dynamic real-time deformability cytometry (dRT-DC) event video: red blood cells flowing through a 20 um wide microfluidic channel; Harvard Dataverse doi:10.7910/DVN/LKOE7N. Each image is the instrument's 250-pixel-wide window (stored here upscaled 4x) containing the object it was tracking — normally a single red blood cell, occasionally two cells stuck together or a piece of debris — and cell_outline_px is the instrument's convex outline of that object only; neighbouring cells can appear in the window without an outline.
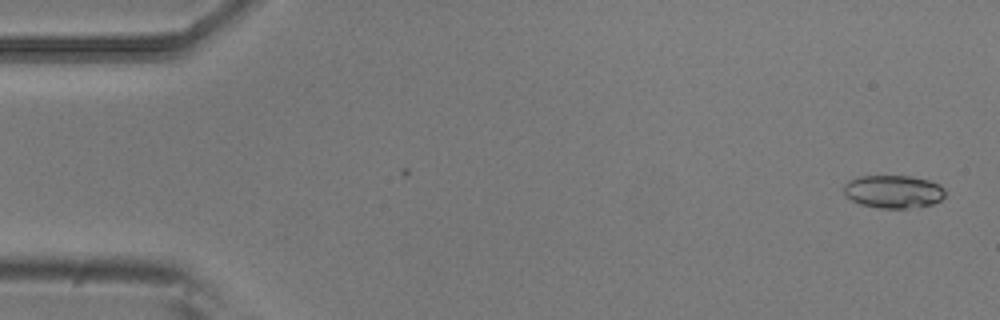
{"species": "common noctule bat (a hibernating species)", "species_latin": "Nyctalus noctula", "temperature_condition": "room temperature", "stored_images_in_passage": 2, "camera_frame_rate_fps": 3000, "um_per_image_px": 0.085, "animal": {"sex": "male", "body_mass_g": 20.5, "forearm_length_mm": 52.5}, "frame": {"image": 1, "passage_image": 2, "time_ms": 0.333, "image_size_px": [1000, 320], "cell_outline_px": [[944, 196], [940, 200], [932, 204], [904, 208], [880, 208], [860, 204], [844, 196], [844, 184], [848, 180], [860, 176], [912, 176], [928, 180], [940, 184], [944, 188]], "centroid_in_image_um": [75.91, 16.27], "position_along_channel_um": 9.1, "area_um2": 19.48}}